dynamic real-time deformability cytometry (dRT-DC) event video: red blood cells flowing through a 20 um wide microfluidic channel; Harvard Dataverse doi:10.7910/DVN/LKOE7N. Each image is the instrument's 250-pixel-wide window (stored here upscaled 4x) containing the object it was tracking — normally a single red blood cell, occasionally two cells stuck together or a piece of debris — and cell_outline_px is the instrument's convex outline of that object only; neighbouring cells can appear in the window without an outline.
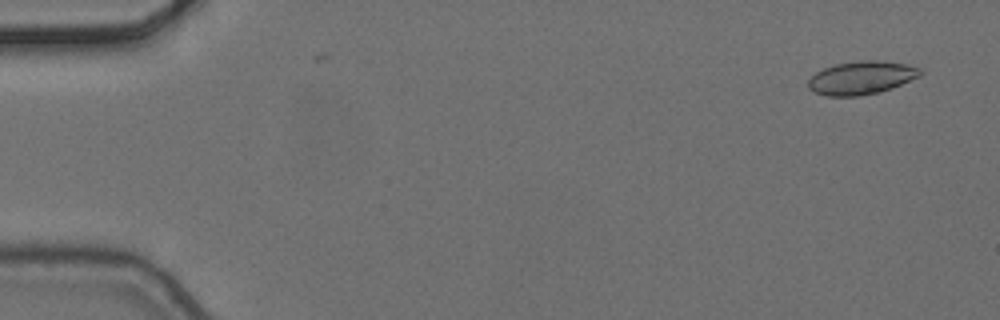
{"species": "common noctule bat (a hibernating species)", "species_latin": "Nyctalus noctula", "temperature_condition": "cold", "stored_images_in_passage": 4, "camera_frame_rate_fps": 3000, "um_per_image_px": 0.085, "animal": {"sex": "female", "body_mass_g": 24.6, "forearm_length_mm": 56.2}, "frame": {"image": 1, "passage_image": 1, "time_ms": 0.0, "image_size_px": [1000, 320], "cell_outline_px": [[924, 72], [920, 76], [892, 88], [860, 96], [828, 96], [812, 92], [808, 88], [808, 80], [816, 72], [824, 68], [836, 64], [864, 60], [876, 60], [904, 64], [920, 68]], "centroid_in_image_um": [73.2, 6.62], "position_along_channel_um": 11.8, "area_um2": 21.56}}
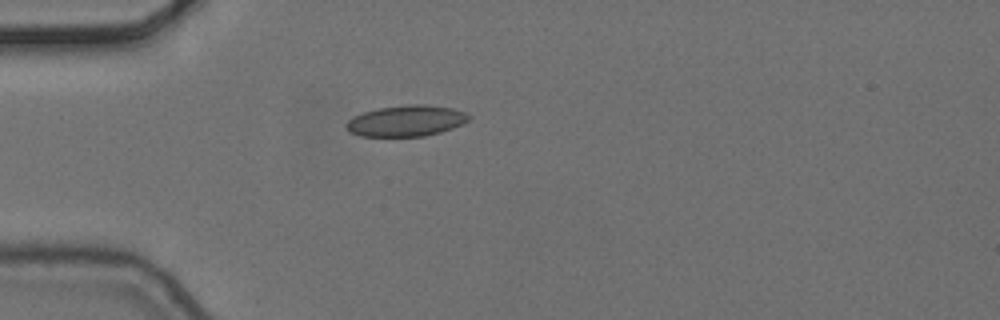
{"frame": {"image": 2, "passage_image": 4, "time_ms": 1.0, "image_size_px": [1000, 320], "cell_outline_px": [[472, 116], [464, 124], [440, 132], [424, 136], [360, 136], [348, 132], [344, 124], [348, 120], [364, 112], [380, 108], [408, 104], [424, 104], [452, 108], [464, 112]], "centroid_in_image_um": [34.53, 10.27], "position_along_channel_um": 50.5, "area_um2": 22.14}}